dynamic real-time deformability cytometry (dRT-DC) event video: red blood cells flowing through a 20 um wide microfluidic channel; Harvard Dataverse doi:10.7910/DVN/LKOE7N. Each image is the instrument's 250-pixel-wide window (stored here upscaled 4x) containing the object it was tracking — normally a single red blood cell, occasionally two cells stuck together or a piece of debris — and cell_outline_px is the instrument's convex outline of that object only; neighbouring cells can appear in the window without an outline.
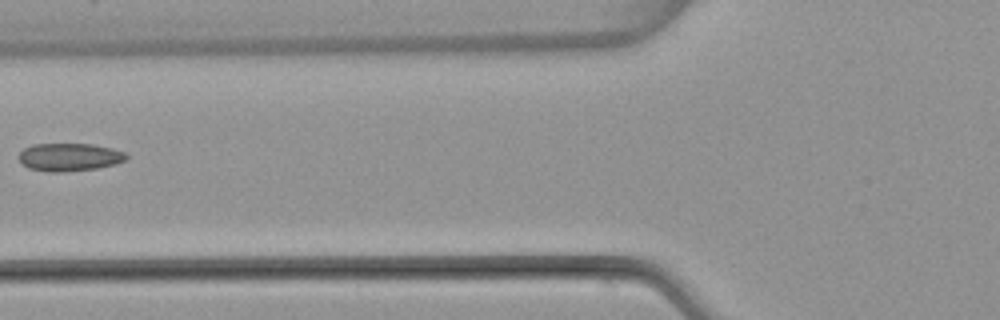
{"species": "common noctule bat (a hibernating species)", "species_latin": "Nyctalus noctula", "temperature_condition": "warm", "stored_images_in_passage": 6, "camera_frame_rate_fps": 3000, "um_per_image_px": 0.085, "animal": {"sex": "female", "body_mass_g": 22.7, "forearm_length_mm": 54.2}, "frame": {"image": 1, "passage_image": 5, "time_ms": 5.0, "image_size_px": [1000, 320], "cell_outline_px": [[128, 156], [124, 160], [116, 164], [96, 168], [60, 172], [48, 172], [28, 168], [20, 164], [16, 156], [24, 148], [32, 144], [92, 144], [112, 148], [124, 152]], "centroid_in_image_um": [5.83, 13.35], "position_along_channel_um": 120.0, "area_um2": 17.63}}
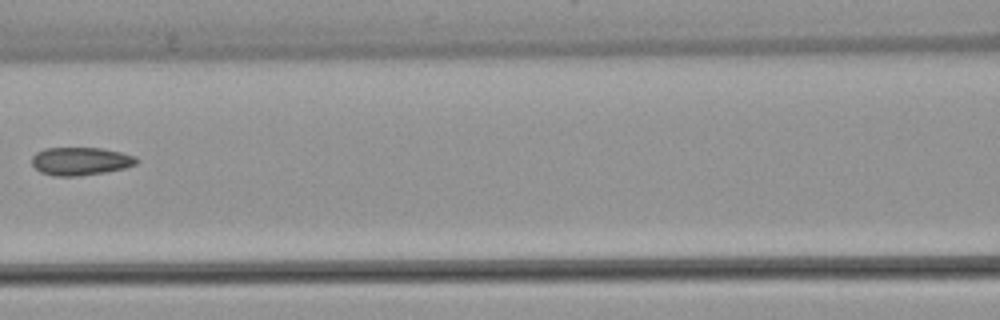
{"frame": {"image": 2, "passage_image": 6, "time_ms": 6.0, "image_size_px": [1000, 320], "cell_outline_px": [[140, 160], [136, 164], [124, 168], [104, 172], [76, 176], [56, 176], [40, 172], [32, 164], [32, 156], [36, 152], [44, 148], [100, 148], [120, 152], [136, 156]], "centroid_in_image_um": [6.84, 13.69], "position_along_channel_um": 159.8, "area_um2": 17.05}}